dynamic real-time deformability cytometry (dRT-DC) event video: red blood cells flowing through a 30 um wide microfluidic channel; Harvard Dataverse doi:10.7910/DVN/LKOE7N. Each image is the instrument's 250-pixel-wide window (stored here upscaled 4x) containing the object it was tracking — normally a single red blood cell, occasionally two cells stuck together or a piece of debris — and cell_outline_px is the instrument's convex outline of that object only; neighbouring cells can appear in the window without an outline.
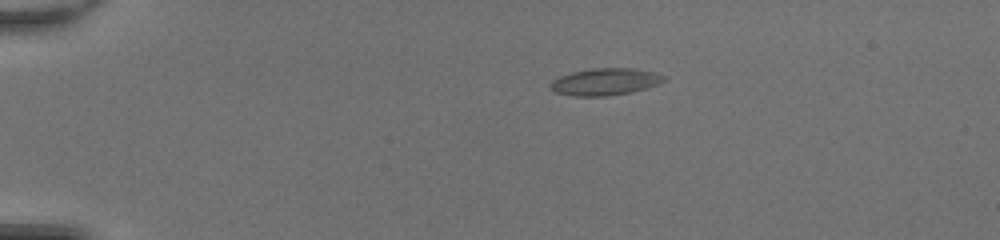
{"species": "common noctule bat (a hibernating species)", "species_latin": "Nyctalus noctula", "temperature_condition": "room temperature", "stored_images_in_passage": 40, "camera_frame_rate_fps": 3000, "um_per_image_px": 0.085, "animal": {"sex": "female", "body_mass_g": 20.0, "forearm_length_mm": 54.0}, "frame": {"image": 1, "passage_image": 1, "time_ms": 0.0, "image_size_px": [1000, 240], "cell_outline_px": [[668, 76], [660, 84], [632, 92], [608, 96], [572, 96], [556, 92], [548, 88], [548, 84], [552, 80], [560, 76], [572, 72], [592, 68], [632, 68], [652, 72]], "centroid_in_image_um": [51.42, 6.95], "position_along_channel_um": 33.6, "area_um2": 18.03}}
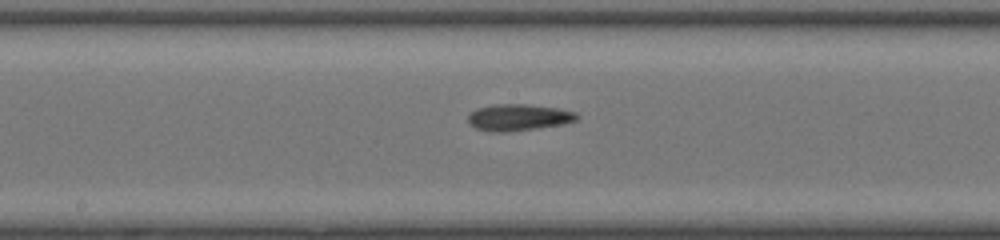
{"frame": {"image": 2, "passage_image": 18, "time_ms": 5.667, "image_size_px": [1000, 240], "cell_outline_px": [[580, 116], [576, 120], [564, 124], [508, 132], [488, 132], [476, 128], [468, 124], [468, 116], [476, 108], [492, 104], [528, 104], [560, 108], [576, 112]], "centroid_in_image_um": [44.07, 9.97], "position_along_channel_um": 204.1, "area_um2": 17.11}}
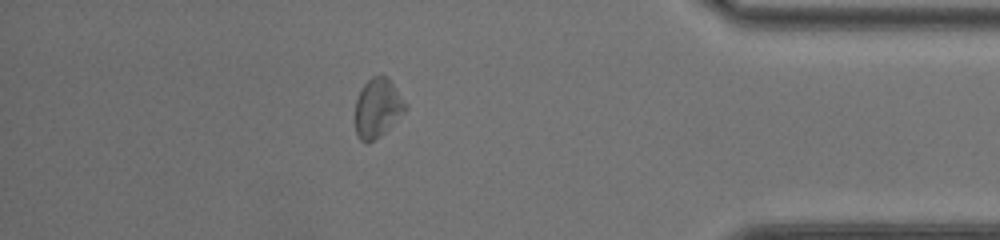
{"frame": {"image": 3, "passage_image": 34, "time_ms": 11.0, "image_size_px": [1000, 240], "cell_outline_px": [[408, 108], [384, 132], [368, 144], [360, 140], [356, 136], [356, 100], [360, 88], [372, 76], [388, 76]], "centroid_in_image_um": [32.07, 9.18], "position_along_channel_um": 403.1, "area_um2": 17.05}, "authors_computed_cell_mechanics": {"area_um2": 16.8198, "velocity_mm_per_s": 4.2922, "shape_relaxation_time_tau1_ms": 3.8137, "shape_relaxation_time_tau2_ms": 5.0633, "deformation_change_tau1": 0.087, "deformation_change_tau2": 0.1395}}